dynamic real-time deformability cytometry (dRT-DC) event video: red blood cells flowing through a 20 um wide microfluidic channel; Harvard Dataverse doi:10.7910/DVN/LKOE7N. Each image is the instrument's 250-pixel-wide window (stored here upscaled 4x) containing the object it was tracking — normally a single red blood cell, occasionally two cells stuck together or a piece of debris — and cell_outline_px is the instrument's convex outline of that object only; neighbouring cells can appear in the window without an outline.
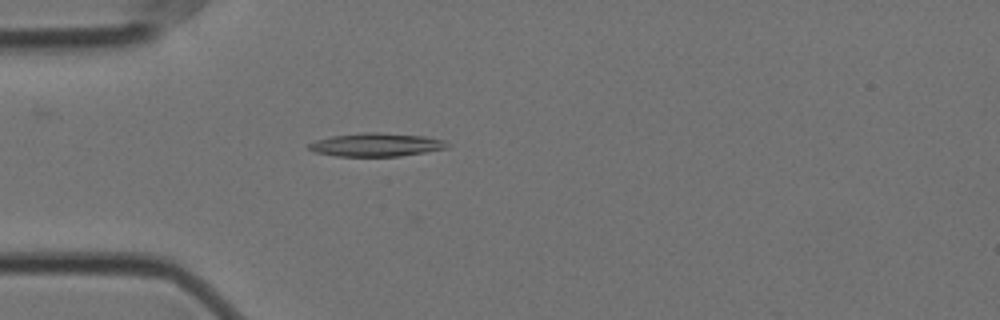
{"species": "Egyptian fruit bat (a non-hibernating species)", "species_latin": "Rousettus aegyptiacus", "temperature_condition": "cold", "stored_images_in_passage": 46, "camera_frame_rate_fps": 3000, "um_per_image_px": 0.085, "animal": {"sex": "female"}, "frame": {"image": 1, "passage_image": 8, "time_ms": 2.333, "image_size_px": [1000, 320], "cell_outline_px": [[448, 148], [400, 156], [336, 156], [312, 152], [308, 148], [308, 144], [316, 140], [332, 136], [364, 132], [380, 132], [424, 136], [444, 140], [448, 144]], "centroid_in_image_um": [31.95, 12.3], "position_along_channel_um": 53.0, "area_um2": 18.84}}
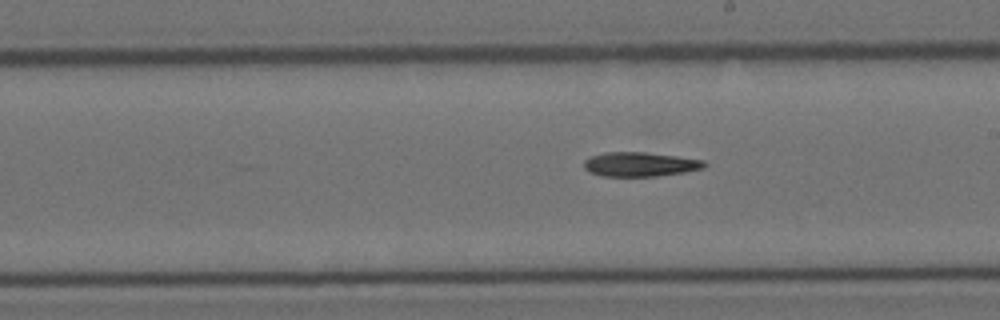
{"frame": {"image": 2, "passage_image": 24, "time_ms": 7.667, "image_size_px": [1000, 320], "cell_outline_px": [[708, 164], [704, 168], [684, 172], [656, 176], [604, 176], [588, 172], [584, 168], [584, 160], [592, 156], [604, 152], [644, 152], [676, 156], [704, 160]], "centroid_in_image_um": [54.4, 13.96], "position_along_channel_um": 234.6, "area_um2": 17.05}}
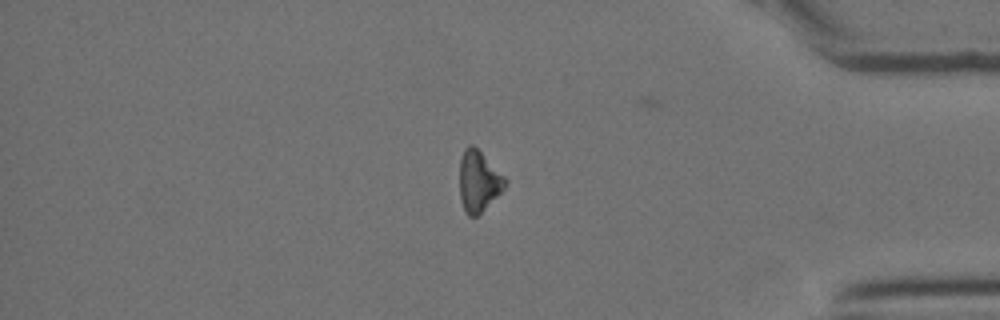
{"frame": {"image": 3, "passage_image": 40, "time_ms": 13.0, "image_size_px": [1000, 320], "cell_outline_px": [[508, 184], [476, 216], [468, 216], [464, 212], [460, 196], [460, 160], [464, 148], [468, 144], [472, 144], [508, 180]], "centroid_in_image_um": [40.66, 15.39], "position_along_channel_um": 394.5, "area_um2": 15.84}}